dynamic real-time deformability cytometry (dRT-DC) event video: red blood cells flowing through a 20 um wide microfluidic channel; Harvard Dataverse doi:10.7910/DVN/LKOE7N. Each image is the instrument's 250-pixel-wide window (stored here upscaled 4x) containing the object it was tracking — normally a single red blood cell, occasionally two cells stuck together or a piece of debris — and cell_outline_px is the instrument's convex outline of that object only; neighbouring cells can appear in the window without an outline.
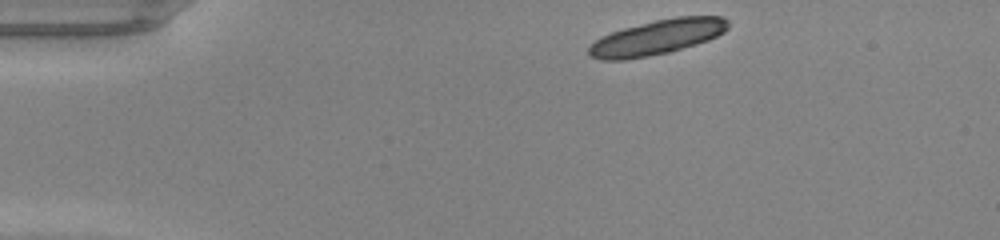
{"species": "common noctule bat (a hibernating species)", "species_latin": "Nyctalus noctula", "temperature_condition": "warm", "stored_images_in_passage": 10, "camera_frame_rate_fps": 3000, "um_per_image_px": 0.085, "animal": {"sex": "male", "body_mass_g": 20.0, "forearm_length_mm": 53.3}, "frame": {"image": 1, "passage_image": 1, "time_ms": 0.0, "image_size_px": [1000, 240], "cell_outline_px": [[728, 28], [724, 32], [708, 40], [696, 44], [668, 52], [648, 56], [624, 60], [604, 60], [588, 56], [588, 48], [596, 40], [612, 32], [624, 28], [656, 20], [676, 16], [724, 16], [728, 20]], "centroid_in_image_um": [55.88, 3.16], "position_along_channel_um": 29.1, "area_um2": 28.09}}